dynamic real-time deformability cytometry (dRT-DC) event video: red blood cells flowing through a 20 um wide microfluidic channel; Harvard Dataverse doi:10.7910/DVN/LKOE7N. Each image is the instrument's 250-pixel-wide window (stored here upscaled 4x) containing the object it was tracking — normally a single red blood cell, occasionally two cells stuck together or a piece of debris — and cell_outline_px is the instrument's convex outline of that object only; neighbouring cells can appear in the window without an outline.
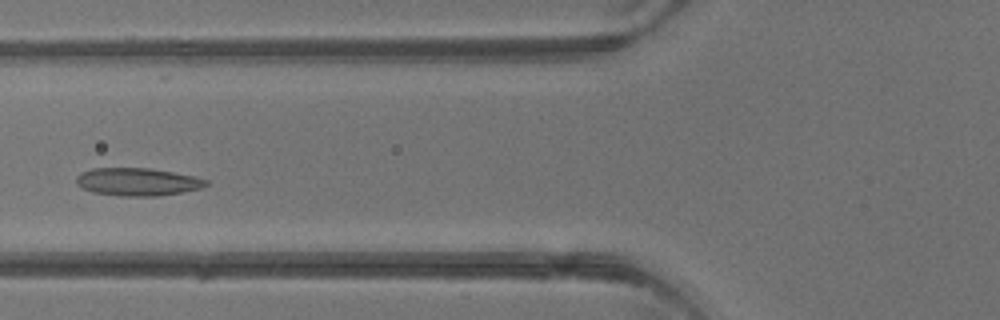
{"species": "common noctule bat (a hibernating species)", "species_latin": "Nyctalus noctula", "temperature_condition": "warm", "stored_images_in_passage": 4, "camera_frame_rate_fps": 3000, "um_per_image_px": 0.085, "animal": {"sex": "male", "body_mass_g": 13.3}, "frame": {"image": 1, "passage_image": 4, "time_ms": 3.333, "image_size_px": [1000, 320], "cell_outline_px": [[208, 184], [200, 188], [180, 192], [156, 196], [120, 196], [92, 192], [80, 188], [76, 184], [76, 176], [80, 172], [92, 168], [148, 168], [196, 176], [208, 180]], "centroid_in_image_um": [11.63, 15.45], "position_along_channel_um": 114.2, "area_um2": 21.1}}